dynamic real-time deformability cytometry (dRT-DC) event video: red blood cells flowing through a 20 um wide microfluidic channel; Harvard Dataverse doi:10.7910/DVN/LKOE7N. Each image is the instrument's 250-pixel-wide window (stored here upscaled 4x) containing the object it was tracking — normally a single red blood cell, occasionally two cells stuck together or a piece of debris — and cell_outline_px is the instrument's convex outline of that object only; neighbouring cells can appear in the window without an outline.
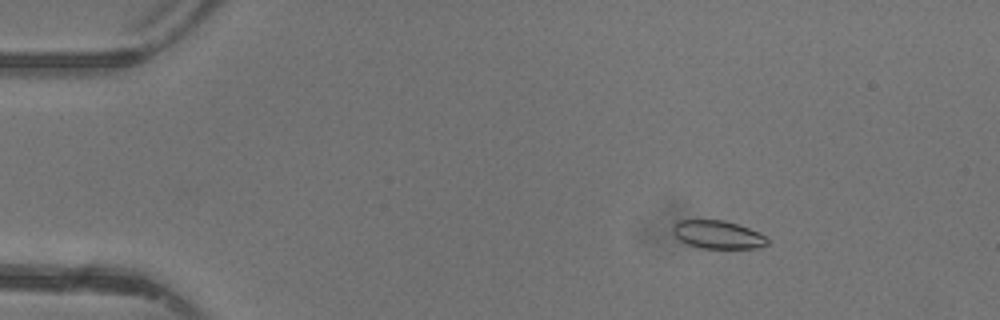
{"species": "common noctule bat (a hibernating species)", "species_latin": "Nyctalus noctula", "temperature_condition": "warm", "stored_images_in_passage": 48, "camera_frame_rate_fps": 3000, "um_per_image_px": 0.085, "animal": {"sex": "female"}, "frame": {"image": 1, "passage_image": 8, "time_ms": 2.333, "image_size_px": [1000, 320], "cell_outline_px": [[768, 244], [756, 248], [700, 248], [688, 244], [680, 240], [672, 232], [672, 224], [676, 220], [724, 220], [760, 232], [768, 240]], "centroid_in_image_um": [60.97, 19.93], "position_along_channel_um": 24.0, "area_um2": 15.49}}
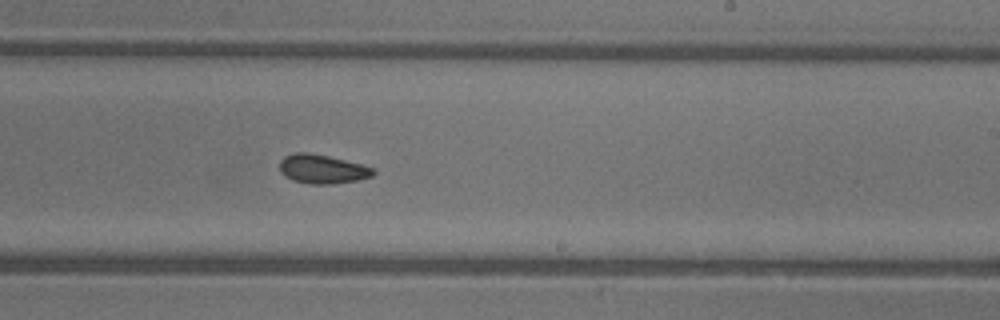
{"frame": {"image": 2, "passage_image": 30, "time_ms": 9.667, "image_size_px": [1000, 320], "cell_outline_px": [[376, 172], [372, 176], [356, 180], [332, 184], [308, 184], [292, 180], [284, 176], [280, 172], [280, 160], [284, 156], [292, 152], [308, 152], [328, 156], [360, 164], [372, 168]], "centroid_in_image_um": [27.33, 14.37], "position_along_channel_um": 261.7, "area_um2": 15.84}}
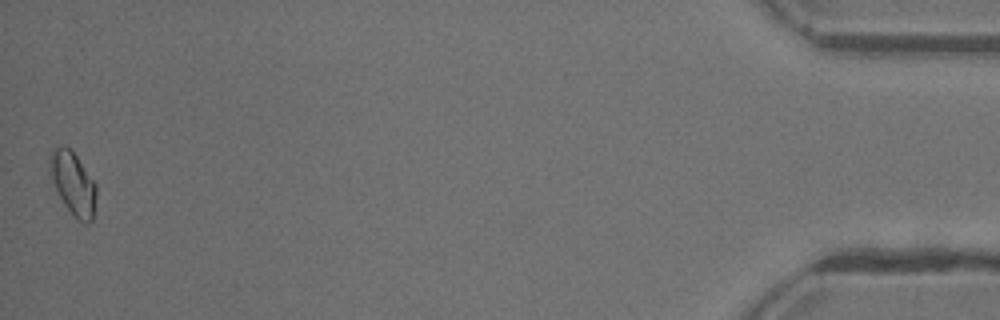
{"frame": {"image": 3, "passage_image": 48, "time_ms": 15.667, "image_size_px": [1000, 320], "cell_outline_px": [[96, 196], [92, 220], [88, 224], [84, 224], [64, 204], [48, 172], [48, 156], [56, 148], [64, 144], [76, 156], [96, 184]], "centroid_in_image_um": [6.19, 15.57], "position_along_channel_um": 429.0, "area_um2": 16.76}, "authors_computed_cell_mechanics": {"area_um2": 15.895, "velocity_mm_per_s": 4.3921, "shape_relaxation_time_tau1_ms": null, "shape_relaxation_time_tau2_ms": 3.6459, "deformation_change_tau1": null, "deformation_change_tau2": 0.0795}}